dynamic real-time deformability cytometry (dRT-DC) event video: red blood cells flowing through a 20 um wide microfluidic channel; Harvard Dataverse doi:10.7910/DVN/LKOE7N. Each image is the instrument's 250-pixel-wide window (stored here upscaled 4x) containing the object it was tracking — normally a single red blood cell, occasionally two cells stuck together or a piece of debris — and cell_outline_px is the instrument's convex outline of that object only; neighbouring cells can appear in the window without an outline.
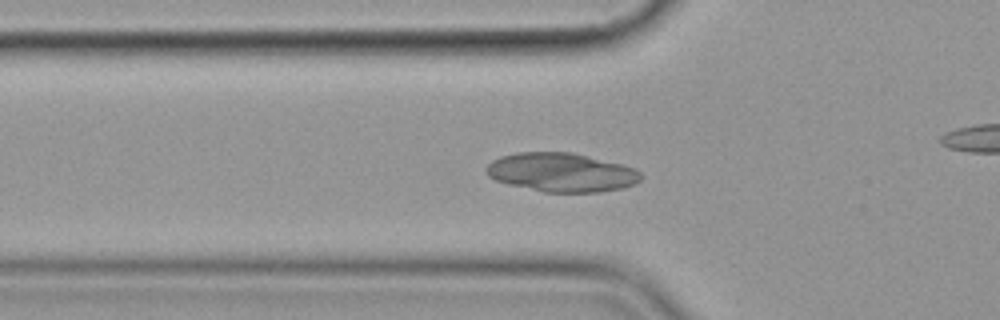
{"species": "common noctule bat (a hibernating species)", "species_latin": "Nyctalus noctula", "temperature_condition": "cold", "stored_images_in_passage": 58, "camera_frame_rate_fps": 3000, "um_per_image_px": 0.085, "animal": {"sex": "female", "body_mass_g": 19.9}, "frame": {"image": 1, "passage_image": 20, "time_ms": 6.333, "image_size_px": [1000, 320], "cell_outline_px": [[640, 180], [624, 188], [600, 192], [544, 192], [508, 184], [496, 180], [488, 176], [484, 172], [484, 168], [492, 160], [500, 156], [516, 152], [572, 152], [620, 164], [632, 168], [640, 172]], "centroid_in_image_um": [47.66, 14.65], "position_along_channel_um": 78.1, "area_um2": 34.97}}
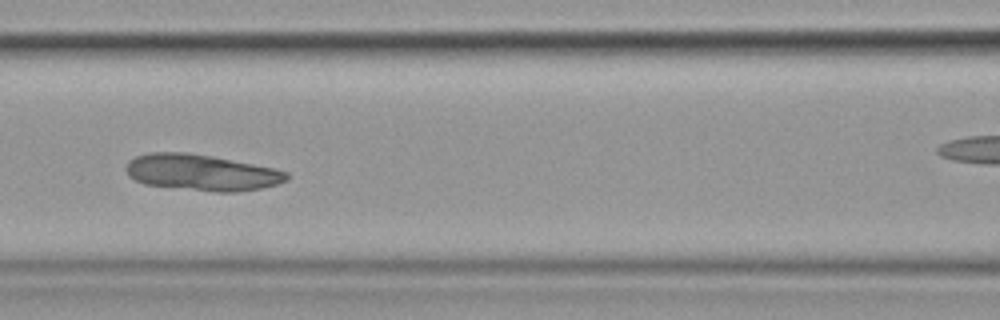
{"frame": {"image": 2, "passage_image": 26, "time_ms": 8.333, "image_size_px": [1000, 320], "cell_outline_px": [[288, 180], [276, 184], [260, 188], [236, 192], [216, 192], [144, 184], [128, 176], [124, 168], [128, 160], [136, 156], [148, 152], [188, 152], [212, 156], [272, 168], [288, 172]], "centroid_in_image_um": [17.08, 14.65], "position_along_channel_um": 149.5, "area_um2": 33.81}}
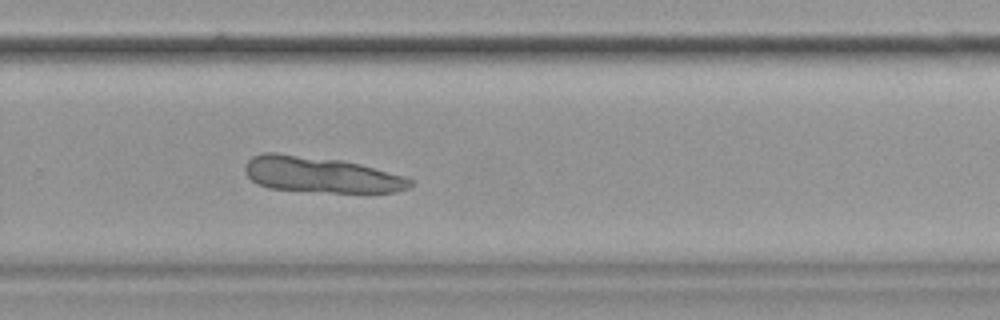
{"frame": {"image": 3, "passage_image": 39, "time_ms": 12.667, "image_size_px": [1000, 320], "cell_outline_px": [[412, 184], [408, 188], [396, 192], [332, 192], [268, 188], [252, 180], [244, 172], [244, 164], [252, 156], [264, 152], [276, 152], [340, 160], [360, 164], [404, 176], [412, 180]], "centroid_in_image_um": [27.23, 14.84], "position_along_channel_um": 302.6, "area_um2": 34.28}}